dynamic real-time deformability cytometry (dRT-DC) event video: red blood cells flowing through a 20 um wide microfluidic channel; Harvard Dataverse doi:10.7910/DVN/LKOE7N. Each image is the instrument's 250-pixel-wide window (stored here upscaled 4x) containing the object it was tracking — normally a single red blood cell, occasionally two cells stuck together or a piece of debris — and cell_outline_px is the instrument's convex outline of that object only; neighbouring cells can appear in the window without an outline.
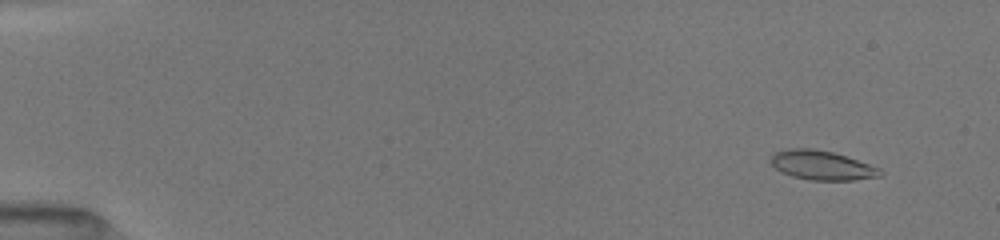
{"species": "common noctule bat (a hibernating species)", "species_latin": "Nyctalus noctula", "temperature_condition": "room temperature", "stored_images_in_passage": 52, "camera_frame_rate_fps": 3000, "um_per_image_px": 0.085, "animal": {"sex": "female", "body_mass_g": 19.5, "forearm_length_mm": 54.1}, "frame": {"image": 1, "passage_image": 5, "time_ms": 1.333, "image_size_px": [1000, 240], "cell_outline_px": [[884, 176], [852, 180], [808, 180], [792, 176], [780, 172], [768, 160], [776, 152], [788, 148], [812, 148], [832, 152], [880, 168], [884, 172]], "centroid_in_image_um": [69.85, 14.06], "position_along_channel_um": 15.2, "area_um2": 18.67}}
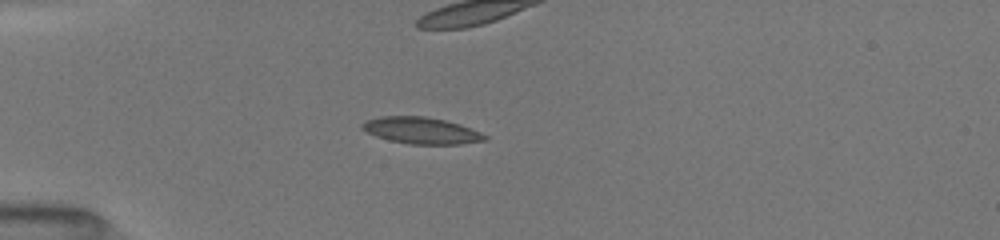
{"frame": {"image": 2, "passage_image": 16, "time_ms": 5.0, "image_size_px": [1000, 240], "cell_outline_px": [[488, 140], [460, 144], [408, 144], [388, 140], [376, 136], [360, 128], [360, 124], [368, 120], [380, 116], [424, 116], [444, 120], [460, 124], [480, 132], [488, 136]], "centroid_in_image_um": [35.81, 11.1], "position_along_channel_um": 49.2, "area_um2": 19.02}, "authors_computed_cell_mechanics": {"area_um2": 18.6405, "velocity_mm_per_s": 4.0347, "shape_relaxation_time_tau1_ms": 6.142, "shape_relaxation_time_tau2_ms": 1.8977, "deformation_change_tau1": 0.1722, "deformation_change_tau2": 0.0851}}